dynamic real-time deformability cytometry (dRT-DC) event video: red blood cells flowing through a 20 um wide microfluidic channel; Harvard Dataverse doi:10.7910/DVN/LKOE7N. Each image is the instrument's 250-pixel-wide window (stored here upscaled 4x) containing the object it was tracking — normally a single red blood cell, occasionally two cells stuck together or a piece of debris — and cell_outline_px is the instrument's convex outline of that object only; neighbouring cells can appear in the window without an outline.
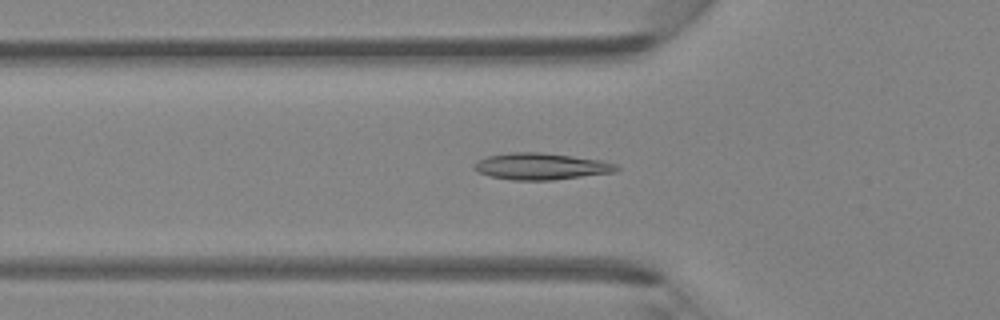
{"species": "Egyptian fruit bat (a non-hibernating species)", "species_latin": "Rousettus aegyptiacus", "temperature_condition": "room temperature", "stored_images_in_passage": 37, "camera_frame_rate_fps": 3000, "um_per_image_px": 0.085, "animal": {"sex": "female"}, "frame": {"image": 1, "passage_image": 7, "time_ms": 2.0, "image_size_px": [1000, 320], "cell_outline_px": [[620, 168], [616, 172], [552, 180], [512, 180], [492, 176], [480, 172], [472, 168], [472, 164], [476, 160], [488, 156], [508, 152], [540, 152], [572, 156], [600, 160], [616, 164]], "centroid_in_image_um": [45.97, 14.13], "position_along_channel_um": 79.8, "area_um2": 22.08}}
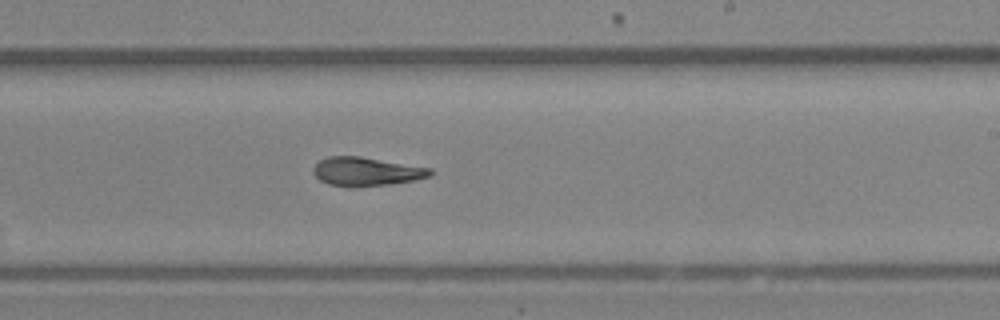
{"frame": {"image": 2, "passage_image": 19, "time_ms": 6.0, "image_size_px": [1000, 320], "cell_outline_px": [[432, 176], [412, 180], [388, 184], [356, 188], [352, 188], [328, 184], [320, 180], [312, 172], [312, 168], [320, 160], [328, 156], [360, 156], [432, 168]], "centroid_in_image_um": [31.11, 14.59], "position_along_channel_um": 257.9, "area_um2": 19.71}}
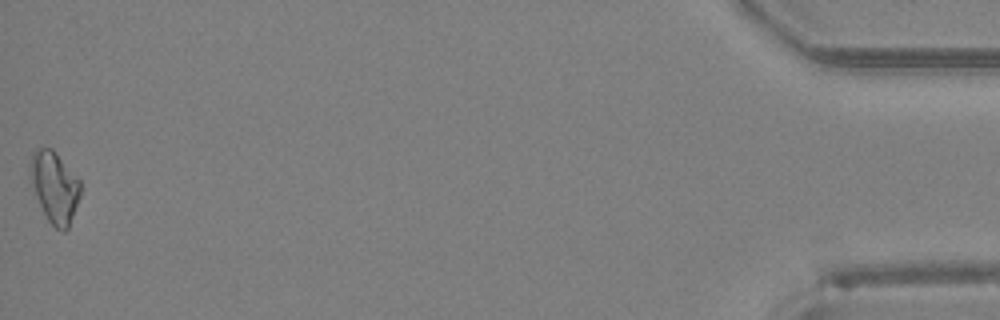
{"frame": {"image": 3, "passage_image": 37, "time_ms": 12.0, "image_size_px": [1000, 320], "cell_outline_px": [[80, 196], [68, 228], [64, 232], [56, 228], [48, 220], [36, 196], [28, 176], [28, 164], [32, 152], [36, 148], [52, 148], [56, 152], [80, 180]], "centroid_in_image_um": [4.6, 15.85], "position_along_channel_um": 430.6, "area_um2": 20.92}}